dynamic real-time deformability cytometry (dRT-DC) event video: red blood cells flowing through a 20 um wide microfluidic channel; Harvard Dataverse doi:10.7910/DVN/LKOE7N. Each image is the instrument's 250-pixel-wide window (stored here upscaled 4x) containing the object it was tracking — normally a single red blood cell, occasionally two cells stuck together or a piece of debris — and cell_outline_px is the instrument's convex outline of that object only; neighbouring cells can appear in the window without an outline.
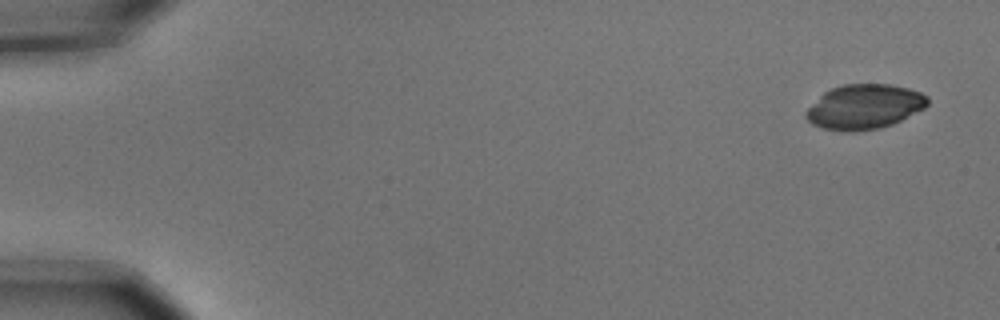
{"species": "common noctule bat (a hibernating species)", "species_latin": "Nyctalus noctula", "temperature_condition": "cold", "stored_images_in_passage": 4, "camera_frame_rate_fps": 3000, "um_per_image_px": 0.085, "animal": {"sex": "male", "body_mass_g": 15.6}, "frame": {"image": 1, "passage_image": 1, "time_ms": 0.0, "image_size_px": [1000, 320], "cell_outline_px": [[928, 104], [924, 108], [892, 124], [880, 128], [852, 132], [844, 132], [820, 128], [812, 124], [804, 116], [804, 112], [824, 92], [832, 88], [844, 84], [888, 84], [908, 88], [920, 92], [928, 96]], "centroid_in_image_um": [73.44, 9.08], "position_along_channel_um": 11.6, "area_um2": 31.73}}